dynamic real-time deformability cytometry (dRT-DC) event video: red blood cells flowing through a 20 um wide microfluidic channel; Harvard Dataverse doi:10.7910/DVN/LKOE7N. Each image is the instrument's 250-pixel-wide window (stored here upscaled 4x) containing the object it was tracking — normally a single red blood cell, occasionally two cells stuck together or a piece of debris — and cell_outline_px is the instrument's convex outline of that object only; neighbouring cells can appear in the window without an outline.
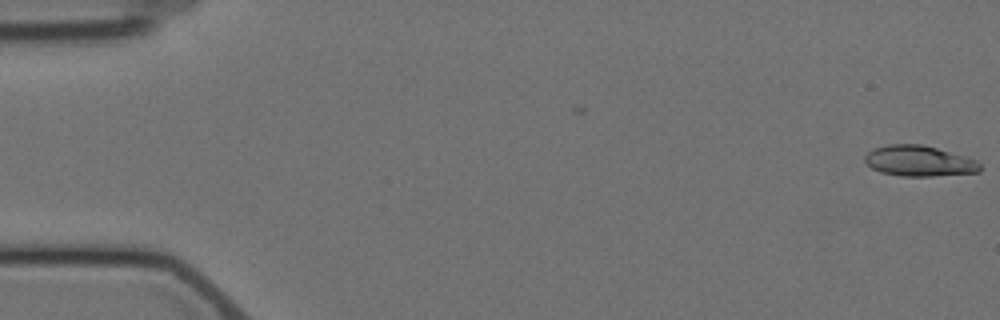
{"species": "Egyptian fruit bat (a non-hibernating species)", "species_latin": "Rousettus aegyptiacus", "temperature_condition": "cold", "stored_images_in_passage": 2, "camera_frame_rate_fps": 3000, "um_per_image_px": 0.085, "animal": {"sex": "female"}, "frame": {"image": 1, "passage_image": 2, "time_ms": 1.333, "image_size_px": [1000, 320], "cell_outline_px": [[980, 172], [932, 176], [900, 176], [880, 172], [872, 168], [864, 160], [864, 156], [872, 148], [888, 144], [920, 144], [936, 148], [964, 156], [976, 160], [980, 164]], "centroid_in_image_um": [78.09, 13.68], "position_along_channel_um": 6.9, "area_um2": 20.52}}